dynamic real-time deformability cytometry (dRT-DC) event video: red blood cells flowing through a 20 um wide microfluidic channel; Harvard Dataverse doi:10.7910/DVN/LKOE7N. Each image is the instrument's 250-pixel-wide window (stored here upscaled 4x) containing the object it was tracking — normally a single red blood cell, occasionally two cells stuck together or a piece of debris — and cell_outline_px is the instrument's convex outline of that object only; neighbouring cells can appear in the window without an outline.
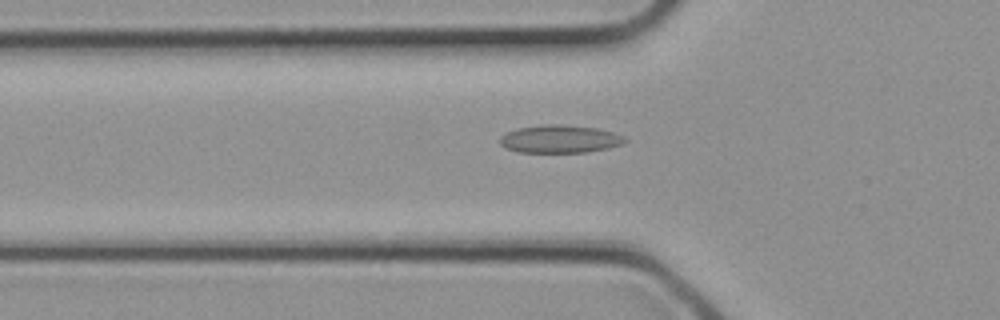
{"species": "common noctule bat (a hibernating species)", "species_latin": "Nyctalus noctula", "temperature_condition": "cold", "stored_images_in_passage": 25, "camera_frame_rate_fps": 3000, "um_per_image_px": 0.085, "animal": {"sex": "female", "body_mass_g": 21.9}, "frame": {"image": 1, "passage_image": 5, "time_ms": 1.333, "image_size_px": [1000, 320], "cell_outline_px": [[628, 140], [620, 144], [608, 148], [588, 152], [520, 152], [508, 148], [500, 144], [500, 136], [508, 132], [520, 128], [540, 124], [560, 124], [596, 128], [612, 132], [624, 136]], "centroid_in_image_um": [47.6, 11.81], "position_along_channel_um": 78.2, "area_um2": 20.11}}
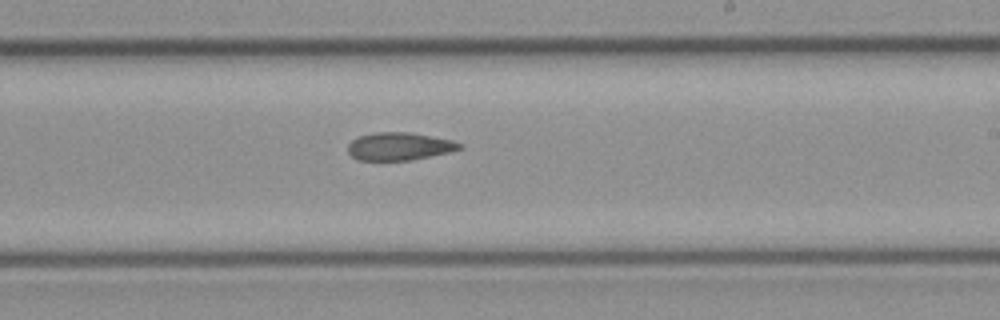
{"frame": {"image": 2, "passage_image": 13, "time_ms": 4.0, "image_size_px": [1000, 320], "cell_outline_px": [[464, 148], [448, 152], [412, 160], [356, 160], [348, 152], [348, 144], [352, 140], [360, 136], [372, 132], [408, 132], [452, 140], [464, 144]], "centroid_in_image_um": [33.94, 12.44], "position_along_channel_um": 255.1, "area_um2": 18.09}}
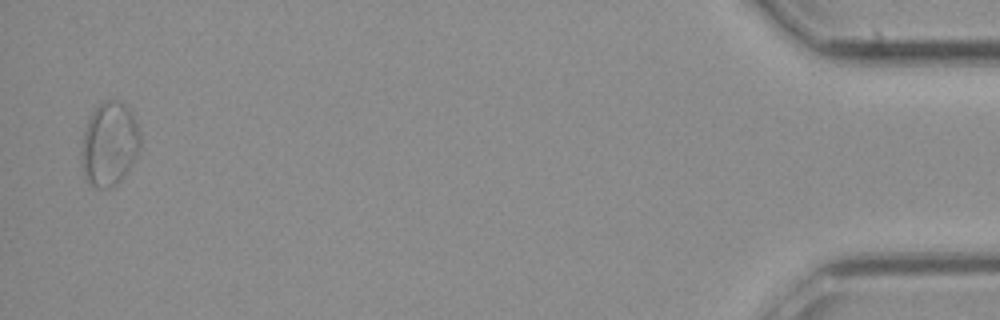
{"frame": {"image": 3, "passage_image": 25, "time_ms": 8.0, "image_size_px": [1000, 320], "cell_outline_px": [[140, 148], [132, 164], [124, 176], [112, 188], [96, 188], [88, 184], [84, 176], [80, 156], [80, 152], [84, 132], [88, 120], [92, 112], [104, 100], [116, 100], [124, 104], [128, 108], [140, 132]], "centroid_in_image_um": [9.27, 12.28], "position_along_channel_um": 425.9, "area_um2": 28.78}}